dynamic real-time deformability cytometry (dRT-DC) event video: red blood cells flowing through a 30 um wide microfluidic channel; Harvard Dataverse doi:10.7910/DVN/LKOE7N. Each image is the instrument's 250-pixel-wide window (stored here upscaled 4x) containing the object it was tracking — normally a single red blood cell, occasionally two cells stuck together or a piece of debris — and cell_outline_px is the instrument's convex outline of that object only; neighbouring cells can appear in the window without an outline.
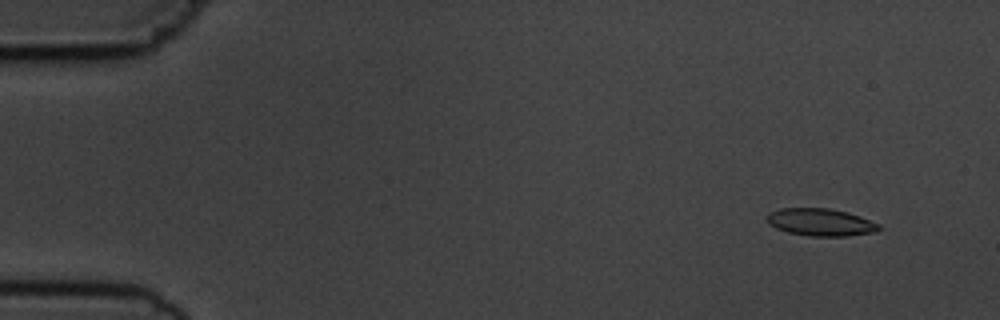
{"species": "common noctule bat (a hibernating species)", "species_latin": "Nyctalus noctula", "temperature_condition": "cold", "stored_images_in_passage": 7, "camera_frame_rate_fps": 3000, "um_per_image_px": 0.085, "animal": {"sex": "male", "body_mass_g": 19.5, "forearm_length_mm": 54.6}, "frame": {"image": 1, "passage_image": 2, "time_ms": 1.333, "image_size_px": [1000, 320], "cell_outline_px": [[880, 228], [876, 232], [848, 236], [808, 236], [788, 232], [776, 228], [768, 224], [764, 216], [768, 212], [780, 208], [828, 208], [848, 212], [860, 216], [880, 224]], "centroid_in_image_um": [69.72, 18.88], "position_along_channel_um": 15.3, "area_um2": 18.15}}
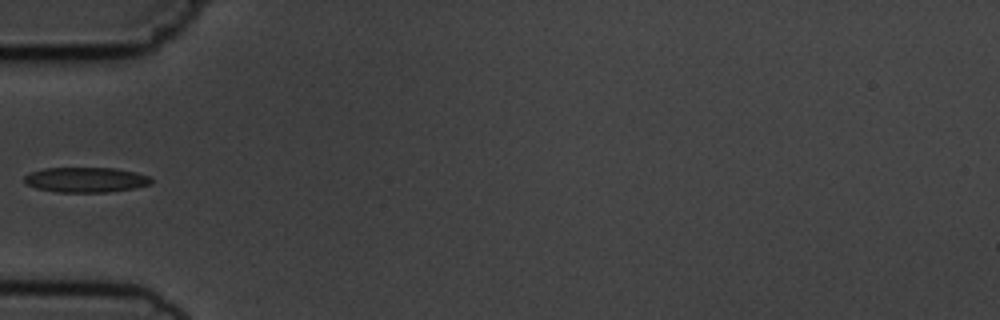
{"frame": {"image": 2, "passage_image": 6, "time_ms": 6.0, "image_size_px": [1000, 320], "cell_outline_px": [[152, 184], [136, 188], [108, 192], [60, 192], [36, 188], [24, 184], [24, 176], [28, 172], [44, 168], [116, 168], [136, 172], [148, 176], [152, 180]], "centroid_in_image_um": [7.28, 15.28], "position_along_channel_um": 77.7, "area_um2": 18.73}}
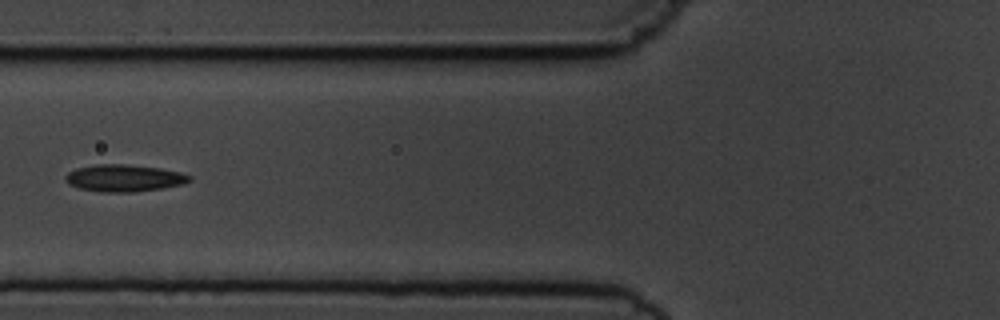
{"frame": {"image": 3, "passage_image": 7, "time_ms": 7.0, "image_size_px": [1000, 320], "cell_outline_px": [[192, 180], [184, 184], [164, 188], [136, 192], [100, 192], [80, 188], [68, 184], [64, 180], [64, 176], [68, 172], [76, 168], [96, 164], [124, 164], [160, 168], [180, 172], [192, 176]], "centroid_in_image_um": [10.55, 15.14], "position_along_channel_um": 115.2, "area_um2": 19.77}}